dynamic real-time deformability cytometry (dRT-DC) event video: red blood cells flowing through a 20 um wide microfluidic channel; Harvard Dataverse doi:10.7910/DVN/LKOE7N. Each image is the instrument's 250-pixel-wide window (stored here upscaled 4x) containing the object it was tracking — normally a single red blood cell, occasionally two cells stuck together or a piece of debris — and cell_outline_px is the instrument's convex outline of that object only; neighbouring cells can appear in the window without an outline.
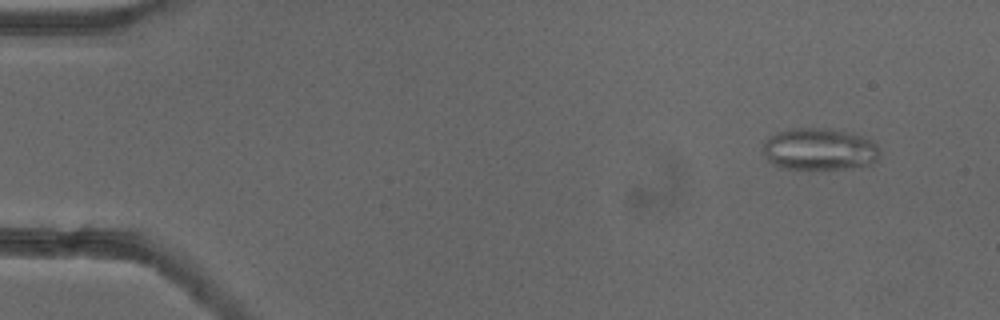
{"species": "common noctule bat (a hibernating species)", "species_latin": "Nyctalus noctula", "temperature_condition": "cold", "stored_images_in_passage": 50, "camera_frame_rate_fps": 3000, "um_per_image_px": 0.085, "animal": {"sex": "female"}, "frame": {"image": 1, "passage_image": 2, "time_ms": 0.333, "image_size_px": [1000, 320], "cell_outline_px": [[876, 160], [860, 168], [780, 168], [772, 164], [764, 156], [764, 140], [768, 136], [776, 132], [792, 128], [832, 128], [860, 136], [872, 140], [876, 144]], "centroid_in_image_um": [69.58, 12.67], "position_along_channel_um": 15.4, "area_um2": 28.38}}
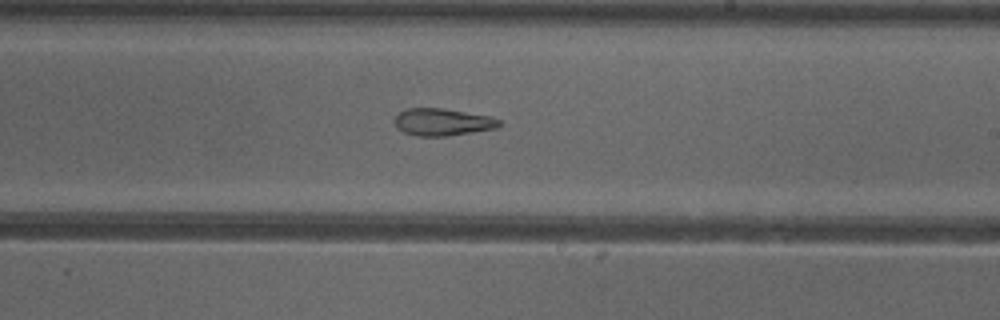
{"frame": {"image": 2, "passage_image": 29, "time_ms": 9.333, "image_size_px": [1000, 320], "cell_outline_px": [[504, 124], [496, 128], [448, 136], [416, 136], [404, 132], [396, 128], [392, 120], [400, 112], [408, 108], [444, 108], [492, 116], [500, 120]], "centroid_in_image_um": [37.62, 10.37], "position_along_channel_um": 251.4, "area_um2": 16.88}}
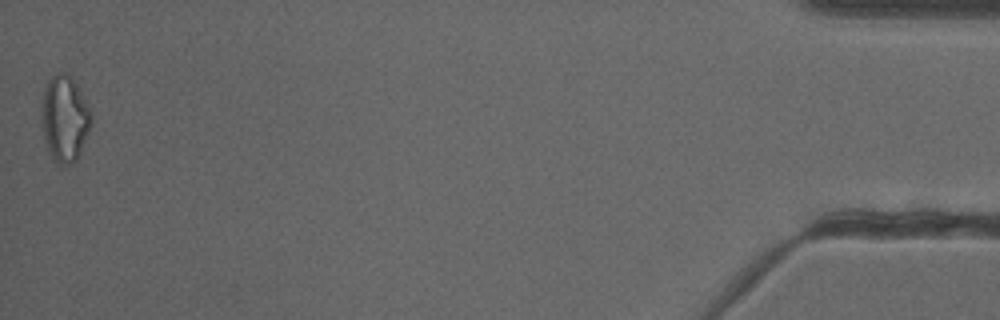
{"frame": {"image": 3, "passage_image": 50, "time_ms": 16.333, "image_size_px": [1000, 320], "cell_outline_px": [[92, 124], [80, 156], [72, 164], [60, 164], [48, 152], [44, 140], [44, 88], [48, 80], [56, 72], [64, 72], [72, 76], [92, 112]], "centroid_in_image_um": [5.56, 10.08], "position_along_channel_um": 429.6, "area_um2": 24.68}, "authors_computed_cell_mechanics": {"area_um2": 20.3456, "velocity_mm_per_s": 3.9182, "shape_relaxation_time_tau1_ms": null, "shape_relaxation_time_tau2_ms": 3.2286, "deformation_change_tau1": null, "deformation_change_tau2": 0.1283}}